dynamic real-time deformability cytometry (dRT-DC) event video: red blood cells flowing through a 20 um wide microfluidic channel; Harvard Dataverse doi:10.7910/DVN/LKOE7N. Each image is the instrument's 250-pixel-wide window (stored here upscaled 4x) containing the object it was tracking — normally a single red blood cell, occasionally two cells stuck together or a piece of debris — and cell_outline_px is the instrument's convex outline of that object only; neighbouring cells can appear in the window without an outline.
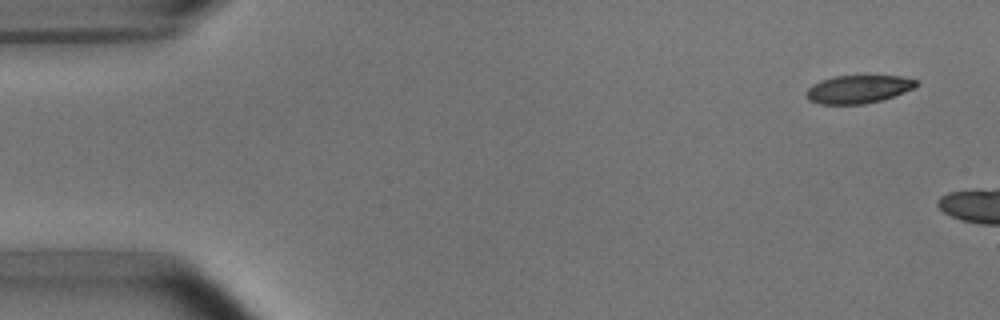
{"species": "common noctule bat (a hibernating species)", "species_latin": "Nyctalus noctula", "temperature_condition": "room temperature", "stored_images_in_passage": 3, "camera_frame_rate_fps": 3000, "um_per_image_px": 0.085, "animal": {"sex": "male", "body_mass_g": 15.6}, "frame": {"image": 1, "passage_image": 1, "time_ms": 0.0, "image_size_px": [1000, 320], "cell_outline_px": [[920, 84], [904, 92], [880, 100], [864, 104], [820, 104], [808, 100], [804, 92], [812, 84], [820, 80], [832, 76], [900, 76], [916, 80]], "centroid_in_image_um": [72.89, 7.58], "position_along_channel_um": 12.1, "area_um2": 17.98}}